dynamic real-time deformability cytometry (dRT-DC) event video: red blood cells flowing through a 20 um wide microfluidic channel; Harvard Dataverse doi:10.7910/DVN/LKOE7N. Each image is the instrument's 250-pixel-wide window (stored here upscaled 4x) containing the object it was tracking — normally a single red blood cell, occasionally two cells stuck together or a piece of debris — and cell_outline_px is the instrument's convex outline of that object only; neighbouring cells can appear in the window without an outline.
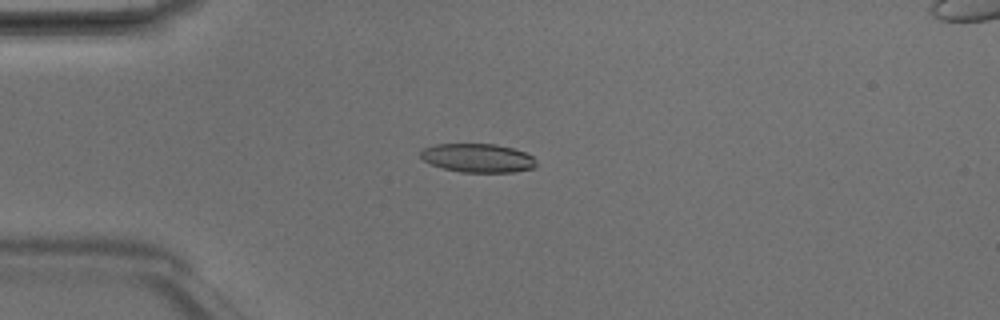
{"species": "Egyptian fruit bat (a non-hibernating species)", "species_latin": "Rousettus aegyptiacus", "temperature_condition": "room temperature", "stored_images_in_passage": 48, "camera_frame_rate_fps": 3000, "um_per_image_px": 0.085, "animal": {"sex": "male"}, "frame": {"image": 1, "passage_image": 12, "time_ms": 3.667, "image_size_px": [1000, 320], "cell_outline_px": [[536, 168], [512, 172], [460, 172], [444, 168], [432, 164], [424, 160], [420, 156], [420, 152], [424, 148], [436, 144], [496, 144], [512, 148], [524, 152], [532, 156], [536, 160]], "centroid_in_image_um": [40.63, 13.43], "position_along_channel_um": 44.4, "area_um2": 19.31}}
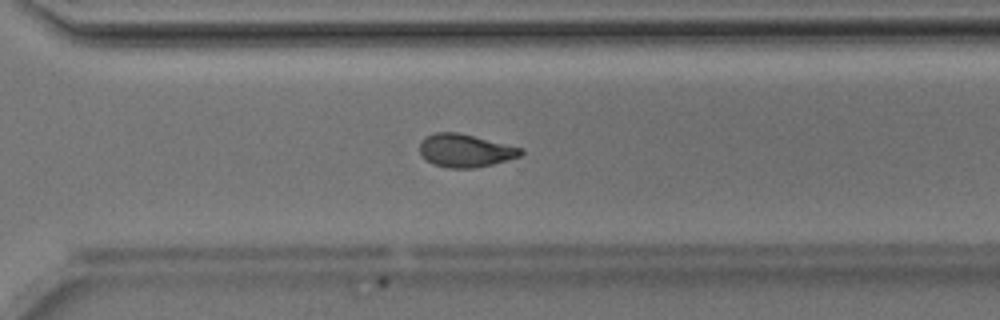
{"frame": {"image": 2, "passage_image": 34, "time_ms": 11.0, "image_size_px": [1000, 320], "cell_outline_px": [[524, 152], [520, 156], [492, 164], [476, 168], [448, 168], [432, 164], [420, 152], [420, 140], [424, 136], [436, 132], [456, 132], [524, 148]], "centroid_in_image_um": [39.54, 12.79], "position_along_channel_um": 331.1, "area_um2": 19.42}}
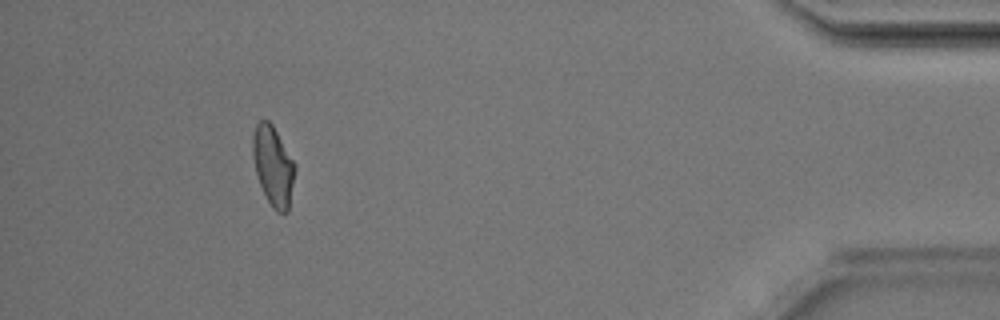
{"frame": {"image": 3, "passage_image": 44, "time_ms": 14.333, "image_size_px": [1000, 320], "cell_outline_px": [[296, 168], [288, 212], [276, 212], [272, 208], [260, 184], [256, 172], [252, 156], [252, 136], [256, 124], [260, 120], [268, 120], [272, 124], [296, 164]], "centroid_in_image_um": [23.22, 14.09], "position_along_channel_um": 412.0, "area_um2": 19.59}, "authors_computed_cell_mechanics": {"area_um2": 19.8254, "velocity_mm_per_s": 4.2113, "shape_relaxation_time_tau1_ms": 2.061, "shape_relaxation_time_tau2_ms": 2.5287, "deformation_change_tau1": 0.1396, "deformation_change_tau2": 0.0955}}